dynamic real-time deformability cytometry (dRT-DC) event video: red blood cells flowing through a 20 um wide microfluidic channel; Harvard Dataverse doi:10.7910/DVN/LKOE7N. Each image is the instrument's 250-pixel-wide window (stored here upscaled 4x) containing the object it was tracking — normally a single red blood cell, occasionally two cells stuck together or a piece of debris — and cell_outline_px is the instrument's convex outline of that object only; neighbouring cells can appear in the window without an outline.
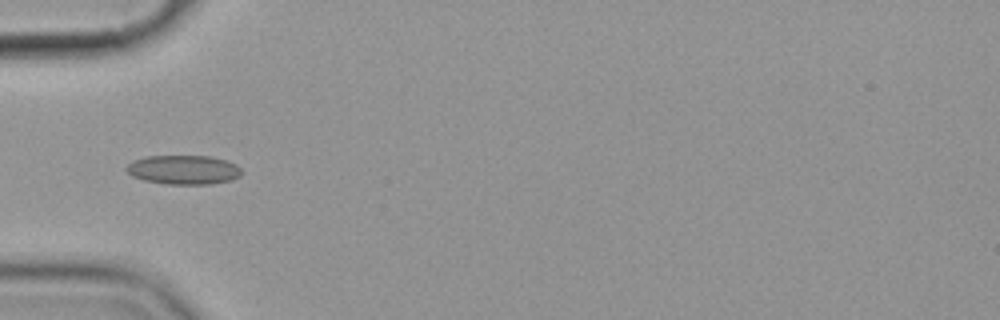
{"species": "common noctule bat (a hibernating species)", "species_latin": "Nyctalus noctula", "temperature_condition": "cold", "stored_images_in_passage": 15, "camera_frame_rate_fps": 3000, "um_per_image_px": 0.085, "animal": {"sex": "female", "body_mass_g": 19.9}, "frame": {"image": 1, "passage_image": 5, "time_ms": 5.667, "image_size_px": [1000, 320], "cell_outline_px": [[240, 176], [232, 180], [212, 184], [164, 184], [144, 180], [132, 176], [124, 168], [132, 160], [144, 156], [212, 156], [228, 160], [236, 164], [240, 168]], "centroid_in_image_um": [15.59, 14.42], "position_along_channel_um": 69.4, "area_um2": 19.83}}
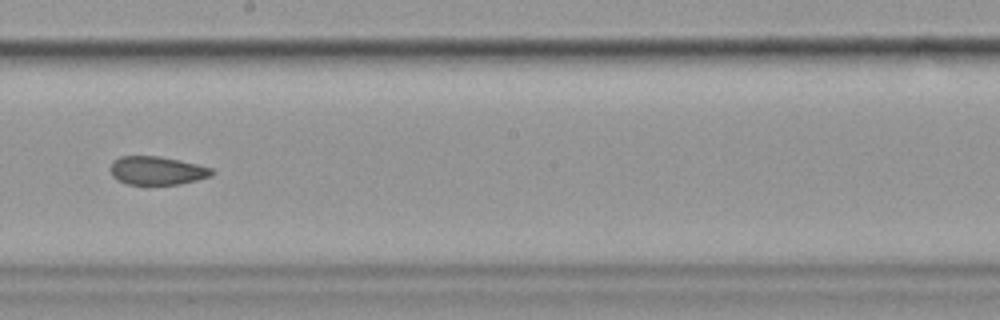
{"frame": {"image": 2, "passage_image": 9, "time_ms": 10.333, "image_size_px": [1000, 320], "cell_outline_px": [[216, 172], [212, 176], [180, 184], [128, 184], [116, 180], [112, 176], [108, 168], [112, 160], [120, 156], [160, 156], [180, 160], [212, 168]], "centroid_in_image_um": [13.31, 14.49], "position_along_channel_um": 234.9, "area_um2": 17.05}}
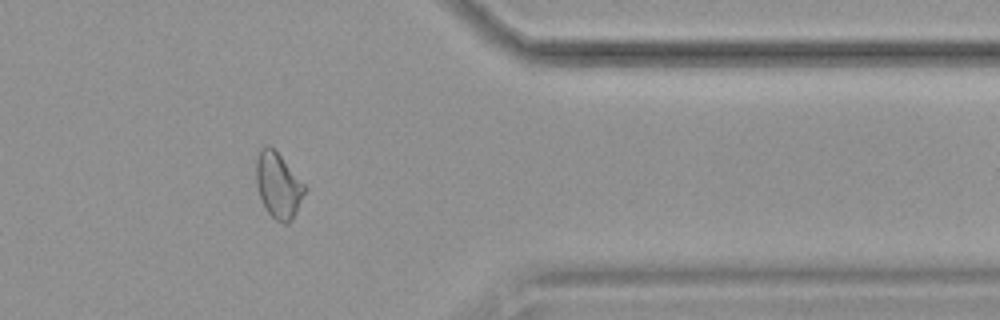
{"frame": {"image": 3, "passage_image": 13, "time_ms": 15.0, "image_size_px": [1000, 320], "cell_outline_px": [[308, 188], [292, 220], [288, 224], [284, 224], [276, 220], [268, 212], [260, 196], [256, 184], [256, 156], [260, 148], [264, 144], [268, 144], [280, 156]], "centroid_in_image_um": [23.65, 15.75], "position_along_channel_um": 387.8, "area_um2": 18.5}}